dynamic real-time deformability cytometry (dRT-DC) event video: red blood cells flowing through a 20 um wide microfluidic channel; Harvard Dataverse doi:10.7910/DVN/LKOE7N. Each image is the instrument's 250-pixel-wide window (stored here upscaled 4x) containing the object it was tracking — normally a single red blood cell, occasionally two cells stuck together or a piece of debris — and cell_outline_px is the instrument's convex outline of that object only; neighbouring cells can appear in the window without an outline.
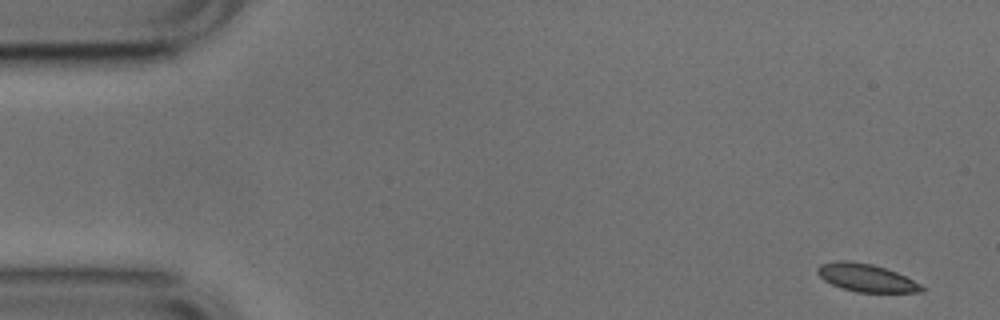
{"species": "common noctule bat (a hibernating species)", "species_latin": "Nyctalus noctula", "temperature_condition": "cold", "stored_images_in_passage": 51, "camera_frame_rate_fps": 3000, "um_per_image_px": 0.085, "animal": {"sex": "male", "body_mass_g": 17.9, "forearm_length_mm": 54.2}, "frame": {"image": 1, "passage_image": 1, "time_ms": 0.0, "image_size_px": [1000, 320], "cell_outline_px": [[924, 292], [856, 292], [840, 288], [824, 280], [816, 272], [816, 268], [820, 264], [836, 260], [848, 260], [872, 264], [896, 272], [920, 284], [924, 288]], "centroid_in_image_um": [73.58, 23.6], "position_along_channel_um": 11.4, "area_um2": 16.88}}
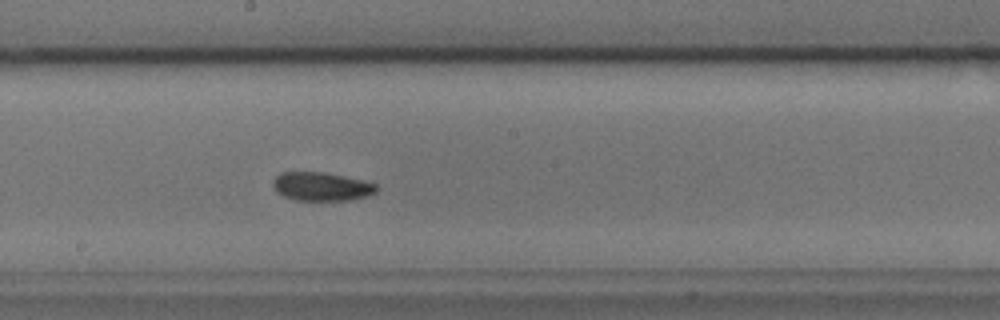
{"frame": {"image": 2, "passage_image": 27, "time_ms": 8.667, "image_size_px": [1000, 320], "cell_outline_px": [[380, 188], [376, 192], [368, 196], [352, 200], [296, 200], [284, 196], [276, 192], [272, 184], [272, 180], [280, 172], [324, 172], [364, 180], [376, 184]], "centroid_in_image_um": [27.34, 15.85], "position_along_channel_um": 220.9, "area_um2": 17.46}}
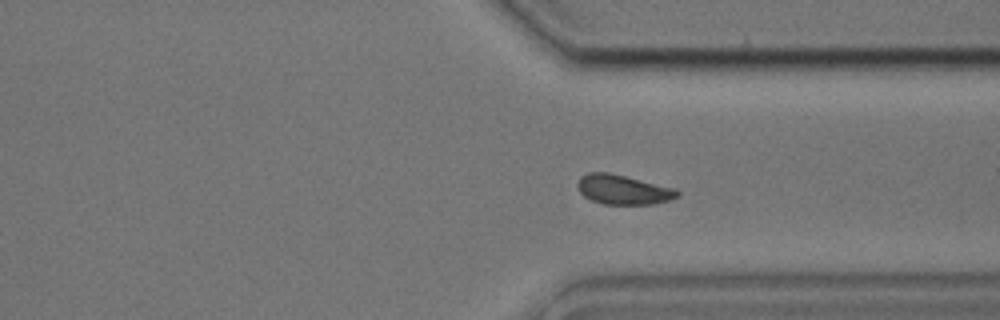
{"frame": {"image": 3, "passage_image": 38, "time_ms": 12.333, "image_size_px": [1000, 320], "cell_outline_px": [[680, 196], [668, 200], [652, 204], [604, 204], [592, 200], [584, 196], [580, 192], [576, 184], [580, 176], [588, 172], [608, 172], [676, 188], [680, 192]], "centroid_in_image_um": [52.96, 16.11], "position_along_channel_um": 358.4, "area_um2": 17.22}, "authors_computed_cell_mechanics": {"area_um2": 17.1666, "velocity_mm_per_s": 3.7509, "shape_relaxation_time_tau1_ms": 2.893, "shape_relaxation_time_tau2_ms": 4.0062, "deformation_change_tau1": 0.0825, "deformation_change_tau2": 0.066}}